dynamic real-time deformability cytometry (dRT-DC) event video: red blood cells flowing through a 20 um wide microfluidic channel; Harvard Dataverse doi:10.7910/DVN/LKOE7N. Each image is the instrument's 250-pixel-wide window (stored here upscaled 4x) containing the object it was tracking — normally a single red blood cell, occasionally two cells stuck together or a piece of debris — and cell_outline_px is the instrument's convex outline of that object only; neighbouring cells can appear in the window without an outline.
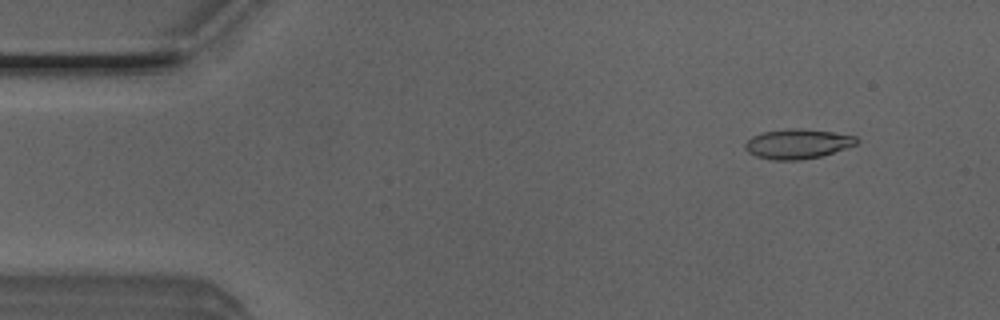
{"species": "Egyptian fruit bat (a non-hibernating species)", "species_latin": "Rousettus aegyptiacus", "temperature_condition": "room temperature", "stored_images_in_passage": 50, "camera_frame_rate_fps": 3000, "um_per_image_px": 0.085, "animal": {"sex": "male"}, "frame": {"image": 1, "passage_image": 5, "time_ms": 1.333, "image_size_px": [1000, 320], "cell_outline_px": [[860, 140], [856, 144], [848, 148], [820, 156], [800, 160], [772, 160], [756, 156], [748, 152], [744, 148], [744, 144], [752, 136], [760, 132], [788, 128], [796, 128], [832, 132], [856, 136]], "centroid_in_image_um": [67.78, 12.22], "position_along_channel_um": 17.2, "area_um2": 19.42}}
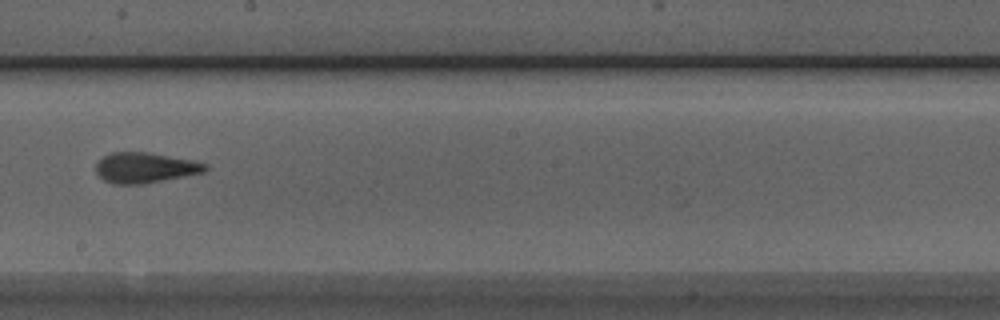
{"frame": {"image": 2, "passage_image": 28, "time_ms": 9.0, "image_size_px": [1000, 320], "cell_outline_px": [[208, 168], [204, 172], [144, 184], [112, 184], [104, 180], [96, 172], [96, 164], [104, 156], [112, 152], [148, 152], [196, 160], [208, 164]], "centroid_in_image_um": [12.36, 14.25], "position_along_channel_um": 235.8, "area_um2": 19.48}}
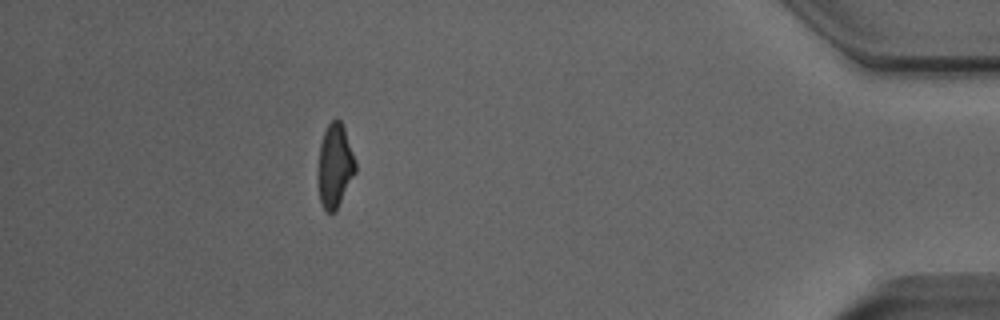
{"frame": {"image": 3, "passage_image": 45, "time_ms": 14.667, "image_size_px": [1000, 320], "cell_outline_px": [[356, 172], [336, 212], [328, 212], [320, 204], [316, 180], [316, 172], [320, 144], [324, 132], [328, 124], [336, 116], [340, 120], [344, 128], [356, 160]], "centroid_in_image_um": [28.44, 14.12], "position_along_channel_um": 406.8, "area_um2": 18.9}, "authors_computed_cell_mechanics": {"area_um2": 19.0451, "velocity_mm_per_s": 4.0369, "shape_relaxation_time_tau1_ms": 8.7592, "shape_relaxation_time_tau2_ms": 2.3711, "deformation_change_tau1": 0.2297, "deformation_change_tau2": 0.1101}}